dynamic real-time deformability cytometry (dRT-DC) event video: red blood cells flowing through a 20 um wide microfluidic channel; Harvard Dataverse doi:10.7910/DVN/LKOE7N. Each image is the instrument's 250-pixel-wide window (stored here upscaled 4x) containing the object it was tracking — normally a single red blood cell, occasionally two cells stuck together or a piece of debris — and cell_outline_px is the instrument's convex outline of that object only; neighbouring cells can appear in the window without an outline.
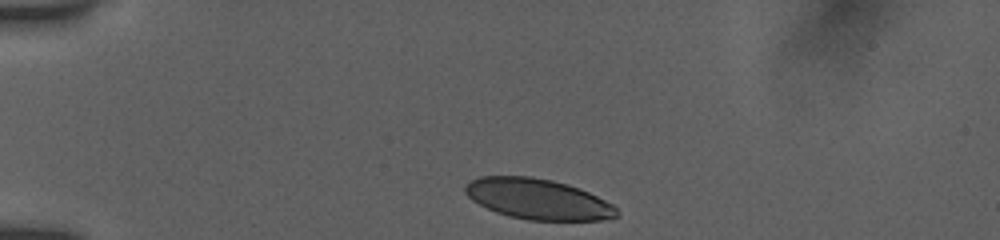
{"species": "human", "species_latin": "Homo sapiens", "temperature_condition": "room temperature", "stored_images_in_passage": 35, "camera_frame_rate_fps": 3000, "um_per_image_px": 0.085, "donor": {"sex": "female"}, "frame": {"image": 1, "passage_image": 1, "time_ms": 0.0, "image_size_px": [1000, 240], "cell_outline_px": [[616, 216], [600, 220], [528, 220], [508, 216], [496, 212], [472, 200], [464, 192], [464, 188], [472, 180], [480, 176], [532, 176], [552, 180], [568, 184], [580, 188], [612, 204], [616, 208]], "centroid_in_image_um": [45.69, 16.91], "position_along_channel_um": 39.3, "area_um2": 35.55}}
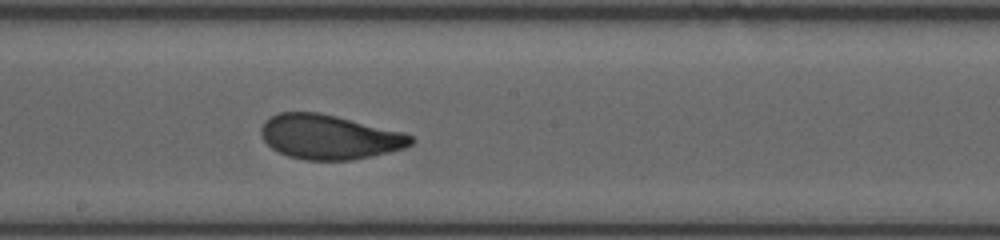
{"frame": {"image": 2, "passage_image": 19, "time_ms": 6.0, "image_size_px": [1000, 240], "cell_outline_px": [[416, 140], [412, 144], [404, 148], [372, 156], [352, 160], [304, 160], [288, 156], [272, 148], [264, 140], [260, 132], [260, 128], [264, 120], [280, 112], [320, 112], [404, 132], [412, 136]], "centroid_in_image_um": [27.99, 11.64], "position_along_channel_um": 220.2, "area_um2": 38.96}}
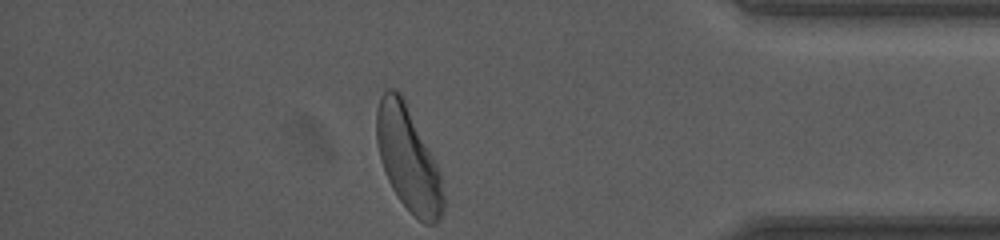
{"frame": {"image": 3, "passage_image": 35, "time_ms": 11.333, "image_size_px": [1000, 240], "cell_outline_px": [[444, 208], [440, 220], [436, 224], [424, 224], [400, 200], [392, 188], [388, 180], [380, 160], [376, 140], [376, 108], [380, 96], [388, 88], [392, 88], [400, 92], [440, 172], [444, 196]], "centroid_in_image_um": [34.68, 13.52], "position_along_channel_um": 400.5, "area_um2": 40.0}, "authors_computed_cell_mechanics": {"area_um2": 38.9572, "velocity_mm_per_s": 3.8732, "shape_relaxation_time_tau1_ms": 3.969, "shape_relaxation_time_tau2_ms": 0.8533, "deformation_change_tau1": 0.1396, "deformation_change_tau2": 0.0604}}